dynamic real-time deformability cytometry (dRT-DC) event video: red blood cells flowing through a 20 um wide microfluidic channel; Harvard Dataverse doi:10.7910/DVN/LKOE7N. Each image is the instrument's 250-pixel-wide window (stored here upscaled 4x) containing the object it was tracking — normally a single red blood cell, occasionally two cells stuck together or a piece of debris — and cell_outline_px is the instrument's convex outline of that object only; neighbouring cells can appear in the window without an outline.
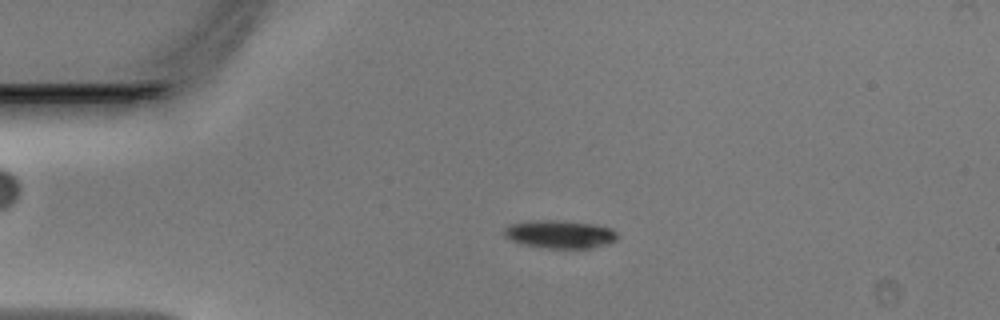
{"species": "Egyptian fruit bat (a non-hibernating species)", "species_latin": "Rousettus aegyptiacus", "temperature_condition": "warm", "stored_images_in_passage": 48, "camera_frame_rate_fps": 3000, "um_per_image_px": 0.085, "animal": {"sex": "male"}, "frame": {"image": 1, "passage_image": 11, "time_ms": 3.333, "image_size_px": [1000, 320], "cell_outline_px": [[616, 240], [604, 244], [588, 248], [548, 248], [524, 244], [512, 240], [504, 236], [504, 228], [508, 224], [528, 220], [564, 220], [596, 224], [612, 228], [616, 232]], "centroid_in_image_um": [47.56, 19.88], "position_along_channel_um": 37.4, "area_um2": 18.55}}
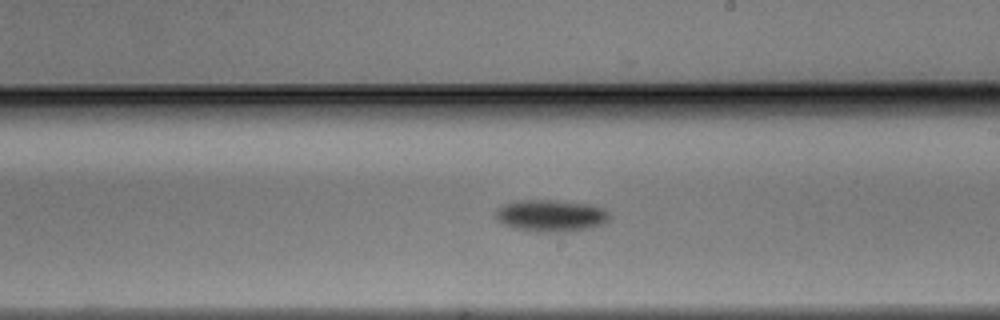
{"frame": {"image": 2, "passage_image": 28, "time_ms": 9.0, "image_size_px": [1000, 320], "cell_outline_px": [[608, 220], [600, 224], [584, 228], [552, 232], [536, 232], [512, 228], [496, 220], [496, 208], [504, 204], [520, 200], [556, 200], [592, 204], [604, 208], [608, 212]], "centroid_in_image_um": [46.77, 18.31], "position_along_channel_um": 242.2, "area_um2": 20.98}}
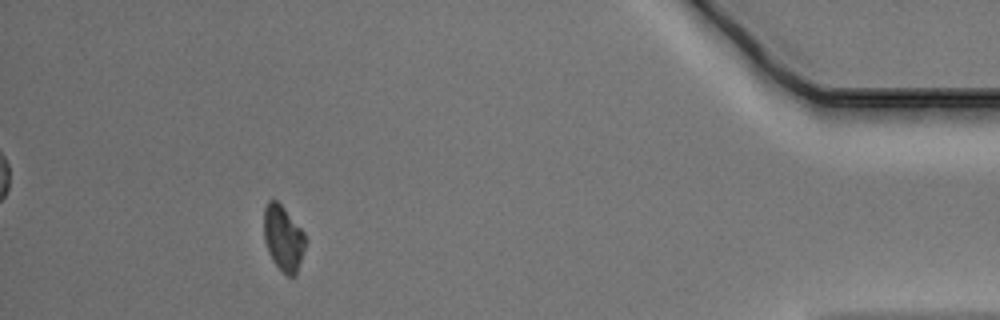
{"frame": {"image": 3, "passage_image": 44, "time_ms": 14.333, "image_size_px": [1000, 320], "cell_outline_px": [[304, 248], [296, 272], [292, 276], [288, 276], [272, 260], [268, 252], [264, 240], [264, 208], [268, 200], [276, 200], [284, 208], [304, 232]], "centroid_in_image_um": [24.04, 20.2], "position_along_channel_um": 411.2, "area_um2": 15.37}}